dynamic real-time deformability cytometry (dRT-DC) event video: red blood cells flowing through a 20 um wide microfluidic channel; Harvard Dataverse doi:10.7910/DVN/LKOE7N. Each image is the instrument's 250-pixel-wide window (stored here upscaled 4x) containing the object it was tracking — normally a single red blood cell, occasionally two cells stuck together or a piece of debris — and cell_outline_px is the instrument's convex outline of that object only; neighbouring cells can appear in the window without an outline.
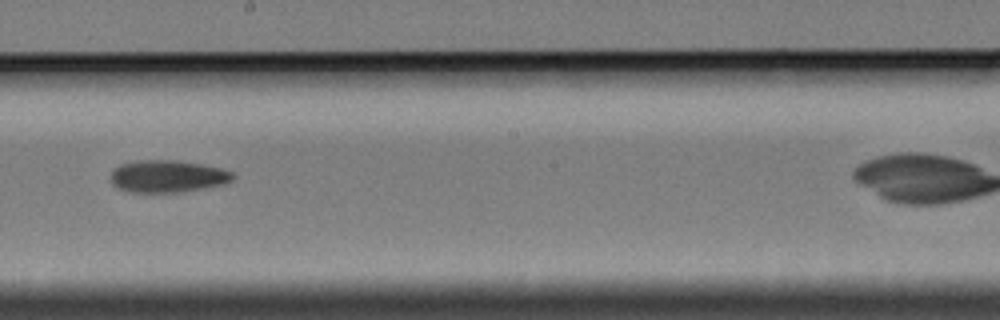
{"species": "Egyptian fruit bat (a non-hibernating species)", "species_latin": "Rousettus aegyptiacus", "temperature_condition": "cold", "stored_images_in_passage": 15, "camera_frame_rate_fps": 3000, "um_per_image_px": 0.085, "animal": {"sex": "female"}, "frame": {"image": 1, "passage_image": 7, "time_ms": 7.0, "image_size_px": [1000, 320], "cell_outline_px": [[236, 176], [232, 180], [224, 184], [184, 192], [132, 192], [120, 188], [112, 184], [112, 172], [120, 164], [140, 160], [172, 160], [200, 164], [220, 168], [232, 172]], "centroid_in_image_um": [14.28, 14.99], "position_along_channel_um": 233.9, "area_um2": 22.72}}
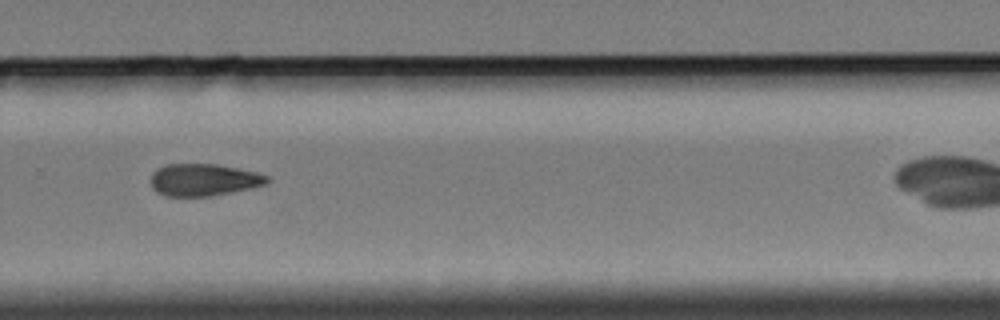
{"frame": {"image": 2, "passage_image": 9, "time_ms": 9.333, "image_size_px": [1000, 320], "cell_outline_px": [[268, 184], [252, 188], [212, 196], [164, 196], [156, 192], [152, 188], [152, 172], [156, 168], [168, 164], [216, 164], [256, 172], [268, 176]], "centroid_in_image_um": [17.3, 15.29], "position_along_channel_um": 312.5, "area_um2": 21.85}, "authors_computed_cell_mechanics": {"area_um2": 22.3108, "velocity_mm_per_s": 3.3697, "shape_relaxation_time_tau1_ms": 4.613, "shape_relaxation_time_tau2_ms": 5.838, "deformation_change_tau1": 0.1004, "deformation_change_tau2": 0.0987}}